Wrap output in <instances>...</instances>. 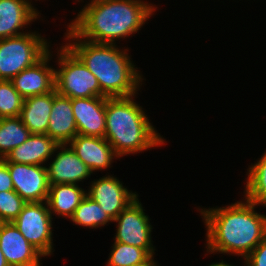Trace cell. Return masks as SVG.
<instances>
[{"instance_id": "6da1fadb", "label": "cell", "mask_w": 266, "mask_h": 266, "mask_svg": "<svg viewBox=\"0 0 266 266\" xmlns=\"http://www.w3.org/2000/svg\"><path fill=\"white\" fill-rule=\"evenodd\" d=\"M245 200L201 210L207 226L208 252L237 254L245 259L266 237V215L255 212L257 205Z\"/></svg>"}, {"instance_id": "7a4b0ae2", "label": "cell", "mask_w": 266, "mask_h": 266, "mask_svg": "<svg viewBox=\"0 0 266 266\" xmlns=\"http://www.w3.org/2000/svg\"><path fill=\"white\" fill-rule=\"evenodd\" d=\"M152 6L141 0H91L68 26L81 39L114 44L136 33L156 10Z\"/></svg>"}, {"instance_id": "3957f363", "label": "cell", "mask_w": 266, "mask_h": 266, "mask_svg": "<svg viewBox=\"0 0 266 266\" xmlns=\"http://www.w3.org/2000/svg\"><path fill=\"white\" fill-rule=\"evenodd\" d=\"M68 29L65 33L67 39H76L77 42L67 43L66 46L96 76L101 92L106 97H127L136 94L142 76L129 59L127 49L119 50L115 43H94L84 39L81 41V38Z\"/></svg>"}, {"instance_id": "277c9868", "label": "cell", "mask_w": 266, "mask_h": 266, "mask_svg": "<svg viewBox=\"0 0 266 266\" xmlns=\"http://www.w3.org/2000/svg\"><path fill=\"white\" fill-rule=\"evenodd\" d=\"M133 96L106 99L104 138L117 157L164 144L163 138L156 133L142 107L134 102Z\"/></svg>"}, {"instance_id": "5b68a950", "label": "cell", "mask_w": 266, "mask_h": 266, "mask_svg": "<svg viewBox=\"0 0 266 266\" xmlns=\"http://www.w3.org/2000/svg\"><path fill=\"white\" fill-rule=\"evenodd\" d=\"M48 46L35 32L0 39V80H12L36 64L50 51Z\"/></svg>"}, {"instance_id": "8992f818", "label": "cell", "mask_w": 266, "mask_h": 266, "mask_svg": "<svg viewBox=\"0 0 266 266\" xmlns=\"http://www.w3.org/2000/svg\"><path fill=\"white\" fill-rule=\"evenodd\" d=\"M59 67L55 69V89L58 94L73 98L106 97L96 76L66 46L60 48Z\"/></svg>"}, {"instance_id": "52a82bcc", "label": "cell", "mask_w": 266, "mask_h": 266, "mask_svg": "<svg viewBox=\"0 0 266 266\" xmlns=\"http://www.w3.org/2000/svg\"><path fill=\"white\" fill-rule=\"evenodd\" d=\"M46 205L47 202L26 203L12 222L43 256H49L53 252L52 215Z\"/></svg>"}, {"instance_id": "ba28073f", "label": "cell", "mask_w": 266, "mask_h": 266, "mask_svg": "<svg viewBox=\"0 0 266 266\" xmlns=\"http://www.w3.org/2000/svg\"><path fill=\"white\" fill-rule=\"evenodd\" d=\"M113 221L118 222L115 242L143 248L150 256L155 254L151 243L152 226L138 198L121 211Z\"/></svg>"}, {"instance_id": "9c48e42d", "label": "cell", "mask_w": 266, "mask_h": 266, "mask_svg": "<svg viewBox=\"0 0 266 266\" xmlns=\"http://www.w3.org/2000/svg\"><path fill=\"white\" fill-rule=\"evenodd\" d=\"M11 175L14 191L26 202H46L49 193L47 167L5 162Z\"/></svg>"}, {"instance_id": "30bf717a", "label": "cell", "mask_w": 266, "mask_h": 266, "mask_svg": "<svg viewBox=\"0 0 266 266\" xmlns=\"http://www.w3.org/2000/svg\"><path fill=\"white\" fill-rule=\"evenodd\" d=\"M86 195L96 201L112 220L138 197V194L129 192L116 177L110 175L92 181Z\"/></svg>"}, {"instance_id": "8fae6325", "label": "cell", "mask_w": 266, "mask_h": 266, "mask_svg": "<svg viewBox=\"0 0 266 266\" xmlns=\"http://www.w3.org/2000/svg\"><path fill=\"white\" fill-rule=\"evenodd\" d=\"M0 249L9 266H40L43 255L12 223H0Z\"/></svg>"}, {"instance_id": "7c38bea8", "label": "cell", "mask_w": 266, "mask_h": 266, "mask_svg": "<svg viewBox=\"0 0 266 266\" xmlns=\"http://www.w3.org/2000/svg\"><path fill=\"white\" fill-rule=\"evenodd\" d=\"M108 97L73 98L72 109L78 134L104 138L106 99Z\"/></svg>"}, {"instance_id": "4fadbf2b", "label": "cell", "mask_w": 266, "mask_h": 266, "mask_svg": "<svg viewBox=\"0 0 266 266\" xmlns=\"http://www.w3.org/2000/svg\"><path fill=\"white\" fill-rule=\"evenodd\" d=\"M50 54L49 51L36 64L22 70L11 80L24 99L50 93L55 89V69L47 65Z\"/></svg>"}, {"instance_id": "5bb4252c", "label": "cell", "mask_w": 266, "mask_h": 266, "mask_svg": "<svg viewBox=\"0 0 266 266\" xmlns=\"http://www.w3.org/2000/svg\"><path fill=\"white\" fill-rule=\"evenodd\" d=\"M67 144H58L56 150H61L47 168L50 185L77 184L91 175L90 169L76 155L74 150Z\"/></svg>"}, {"instance_id": "9a60e30c", "label": "cell", "mask_w": 266, "mask_h": 266, "mask_svg": "<svg viewBox=\"0 0 266 266\" xmlns=\"http://www.w3.org/2000/svg\"><path fill=\"white\" fill-rule=\"evenodd\" d=\"M68 144L92 173L107 169L117 157L112 146L102 137L77 134Z\"/></svg>"}, {"instance_id": "2e32d148", "label": "cell", "mask_w": 266, "mask_h": 266, "mask_svg": "<svg viewBox=\"0 0 266 266\" xmlns=\"http://www.w3.org/2000/svg\"><path fill=\"white\" fill-rule=\"evenodd\" d=\"M57 144H67L78 134L72 99L53 90V106L46 133Z\"/></svg>"}, {"instance_id": "e0dca14e", "label": "cell", "mask_w": 266, "mask_h": 266, "mask_svg": "<svg viewBox=\"0 0 266 266\" xmlns=\"http://www.w3.org/2000/svg\"><path fill=\"white\" fill-rule=\"evenodd\" d=\"M38 13L28 0H0V39L24 34L19 29L37 19Z\"/></svg>"}, {"instance_id": "ac0fdd59", "label": "cell", "mask_w": 266, "mask_h": 266, "mask_svg": "<svg viewBox=\"0 0 266 266\" xmlns=\"http://www.w3.org/2000/svg\"><path fill=\"white\" fill-rule=\"evenodd\" d=\"M57 143L47 134H31L21 145L15 147L4 162L42 165L54 154Z\"/></svg>"}, {"instance_id": "d6986e66", "label": "cell", "mask_w": 266, "mask_h": 266, "mask_svg": "<svg viewBox=\"0 0 266 266\" xmlns=\"http://www.w3.org/2000/svg\"><path fill=\"white\" fill-rule=\"evenodd\" d=\"M53 106V91L24 99L20 118L31 134H46Z\"/></svg>"}, {"instance_id": "ffe728a7", "label": "cell", "mask_w": 266, "mask_h": 266, "mask_svg": "<svg viewBox=\"0 0 266 266\" xmlns=\"http://www.w3.org/2000/svg\"><path fill=\"white\" fill-rule=\"evenodd\" d=\"M85 196L86 191L77 184H55L50 185L46 202L51 215L71 218Z\"/></svg>"}, {"instance_id": "44dd1931", "label": "cell", "mask_w": 266, "mask_h": 266, "mask_svg": "<svg viewBox=\"0 0 266 266\" xmlns=\"http://www.w3.org/2000/svg\"><path fill=\"white\" fill-rule=\"evenodd\" d=\"M31 132L23 124L20 116L0 118V159L26 141Z\"/></svg>"}, {"instance_id": "7402d4cb", "label": "cell", "mask_w": 266, "mask_h": 266, "mask_svg": "<svg viewBox=\"0 0 266 266\" xmlns=\"http://www.w3.org/2000/svg\"><path fill=\"white\" fill-rule=\"evenodd\" d=\"M248 171L245 199L266 206V152Z\"/></svg>"}, {"instance_id": "603a6c76", "label": "cell", "mask_w": 266, "mask_h": 266, "mask_svg": "<svg viewBox=\"0 0 266 266\" xmlns=\"http://www.w3.org/2000/svg\"><path fill=\"white\" fill-rule=\"evenodd\" d=\"M71 221L77 225L98 228L104 226L109 221H113L100 205L86 195L80 205L75 209Z\"/></svg>"}, {"instance_id": "cb8c5ba5", "label": "cell", "mask_w": 266, "mask_h": 266, "mask_svg": "<svg viewBox=\"0 0 266 266\" xmlns=\"http://www.w3.org/2000/svg\"><path fill=\"white\" fill-rule=\"evenodd\" d=\"M150 255L143 249L121 242H114L108 265L133 266L145 262Z\"/></svg>"}, {"instance_id": "d4e9b609", "label": "cell", "mask_w": 266, "mask_h": 266, "mask_svg": "<svg viewBox=\"0 0 266 266\" xmlns=\"http://www.w3.org/2000/svg\"><path fill=\"white\" fill-rule=\"evenodd\" d=\"M23 102L11 80H0V118L20 116Z\"/></svg>"}, {"instance_id": "484cf974", "label": "cell", "mask_w": 266, "mask_h": 266, "mask_svg": "<svg viewBox=\"0 0 266 266\" xmlns=\"http://www.w3.org/2000/svg\"><path fill=\"white\" fill-rule=\"evenodd\" d=\"M25 204L14 190L0 192V223L13 222Z\"/></svg>"}, {"instance_id": "4316f807", "label": "cell", "mask_w": 266, "mask_h": 266, "mask_svg": "<svg viewBox=\"0 0 266 266\" xmlns=\"http://www.w3.org/2000/svg\"><path fill=\"white\" fill-rule=\"evenodd\" d=\"M244 260L247 266H266V237Z\"/></svg>"}, {"instance_id": "83f0119b", "label": "cell", "mask_w": 266, "mask_h": 266, "mask_svg": "<svg viewBox=\"0 0 266 266\" xmlns=\"http://www.w3.org/2000/svg\"><path fill=\"white\" fill-rule=\"evenodd\" d=\"M14 190L7 164L0 159V192Z\"/></svg>"}, {"instance_id": "f1b7e54d", "label": "cell", "mask_w": 266, "mask_h": 266, "mask_svg": "<svg viewBox=\"0 0 266 266\" xmlns=\"http://www.w3.org/2000/svg\"><path fill=\"white\" fill-rule=\"evenodd\" d=\"M152 258H154L153 255H151L145 262L133 266H157Z\"/></svg>"}, {"instance_id": "f546056e", "label": "cell", "mask_w": 266, "mask_h": 266, "mask_svg": "<svg viewBox=\"0 0 266 266\" xmlns=\"http://www.w3.org/2000/svg\"><path fill=\"white\" fill-rule=\"evenodd\" d=\"M0 266H9V264L7 263L1 249H0Z\"/></svg>"}, {"instance_id": "4dcf8cb0", "label": "cell", "mask_w": 266, "mask_h": 266, "mask_svg": "<svg viewBox=\"0 0 266 266\" xmlns=\"http://www.w3.org/2000/svg\"><path fill=\"white\" fill-rule=\"evenodd\" d=\"M209 266H232V265H229L228 263L226 264V263H224L223 261L222 262H219V263H213V264H211V265H209Z\"/></svg>"}]
</instances>
